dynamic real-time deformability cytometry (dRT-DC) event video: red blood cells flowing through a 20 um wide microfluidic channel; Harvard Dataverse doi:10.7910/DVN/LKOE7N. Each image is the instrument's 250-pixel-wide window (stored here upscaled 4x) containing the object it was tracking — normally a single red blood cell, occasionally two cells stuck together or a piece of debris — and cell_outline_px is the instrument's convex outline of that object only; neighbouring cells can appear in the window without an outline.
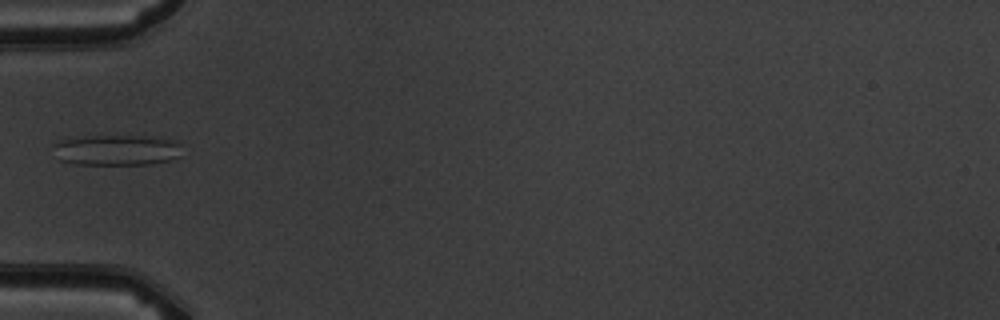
{"species": "common noctule bat (a hibernating species)", "species_latin": "Nyctalus noctula", "temperature_condition": "warm", "stored_images_in_passage": 5, "camera_frame_rate_fps": 3000, "um_per_image_px": 0.085, "animal": {"sex": "male", "body_mass_g": 19.5, "forearm_length_mm": 54.6}, "frame": {"image": 1, "passage_image": 4, "time_ms": 3.667, "image_size_px": [1000, 320], "cell_outline_px": [[180, 156], [168, 160], [148, 164], [76, 164], [60, 160], [52, 144], [60, 140], [92, 136], [144, 136], [176, 140], [180, 144]], "centroid_in_image_um": [9.93, 12.75], "position_along_channel_um": 75.1, "area_um2": 22.72}}